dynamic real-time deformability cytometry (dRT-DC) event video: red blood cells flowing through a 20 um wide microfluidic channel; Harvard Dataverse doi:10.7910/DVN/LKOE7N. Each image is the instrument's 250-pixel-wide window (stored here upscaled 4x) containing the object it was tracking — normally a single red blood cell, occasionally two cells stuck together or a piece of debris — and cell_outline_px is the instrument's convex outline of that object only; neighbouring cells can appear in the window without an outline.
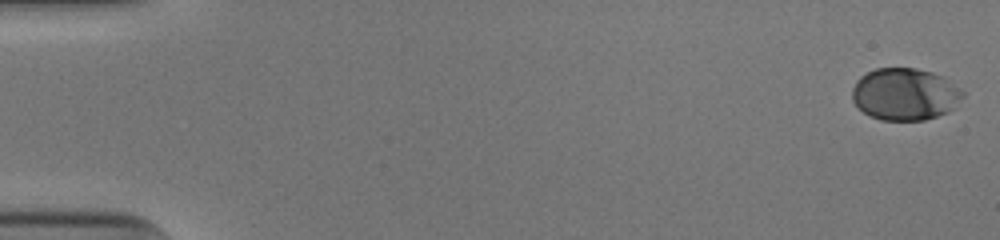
{"species": "human", "species_latin": "Homo sapiens", "temperature_condition": "cold", "stored_images_in_passage": 46, "camera_frame_rate_fps": 3000, "um_per_image_px": 0.085, "donor": {"sex": "male"}, "frame": {"image": 1, "passage_image": 1, "time_ms": 0.0, "image_size_px": [1000, 240], "cell_outline_px": [[964, 96], [948, 112], [924, 120], [880, 120], [864, 112], [852, 100], [852, 88], [856, 80], [860, 76], [876, 68], [916, 68], [932, 72], [944, 76], [964, 92]], "centroid_in_image_um": [76.91, 7.99], "position_along_channel_um": 8.1, "area_um2": 33.58}}
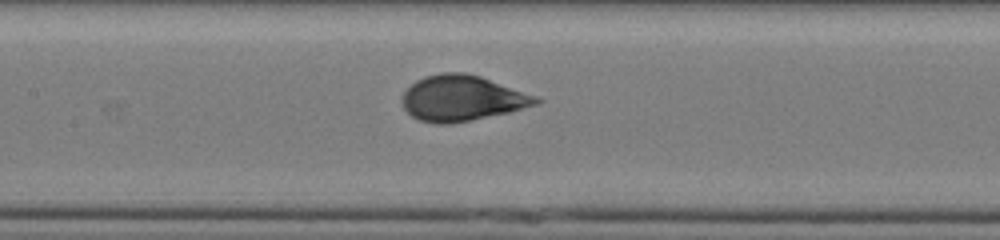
{"frame": {"image": 2, "passage_image": 26, "time_ms": 8.333, "image_size_px": [1000, 240], "cell_outline_px": [[544, 100], [536, 104], [508, 112], [448, 124], [436, 124], [420, 120], [412, 116], [404, 108], [400, 100], [404, 92], [416, 80], [424, 76], [440, 72], [464, 72], [480, 76], [536, 96]], "centroid_in_image_um": [39.23, 8.33], "position_along_channel_um": 168.2, "area_um2": 35.26}}
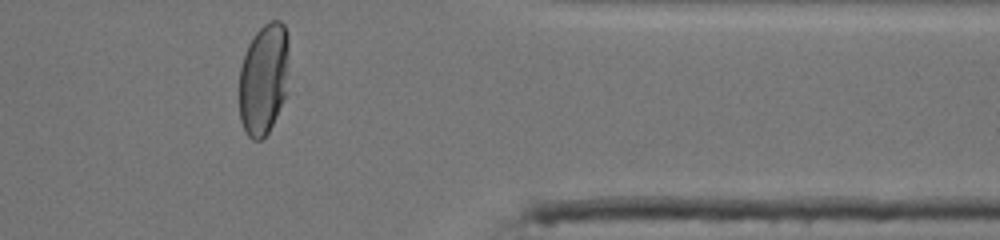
{"frame": {"image": 3, "passage_image": 44, "time_ms": 14.333, "image_size_px": [1000, 240], "cell_outline_px": [[288, 56], [284, 96], [276, 116], [268, 132], [260, 140], [252, 140], [248, 136], [240, 120], [240, 68], [248, 44], [252, 36], [268, 20], [280, 20], [284, 24], [288, 36]], "centroid_in_image_um": [22.39, 6.67], "position_along_channel_um": 389.0, "area_um2": 31.96}, "authors_computed_cell_mechanics": {"area_um2": 34.0442, "velocity_mm_per_s": 3.9345, "shape_relaxation_time_tau1_ms": 5.1941, "shape_relaxation_time_tau2_ms": null, "deformation_change_tau1": 0.2314, "deformation_change_tau2": null}}